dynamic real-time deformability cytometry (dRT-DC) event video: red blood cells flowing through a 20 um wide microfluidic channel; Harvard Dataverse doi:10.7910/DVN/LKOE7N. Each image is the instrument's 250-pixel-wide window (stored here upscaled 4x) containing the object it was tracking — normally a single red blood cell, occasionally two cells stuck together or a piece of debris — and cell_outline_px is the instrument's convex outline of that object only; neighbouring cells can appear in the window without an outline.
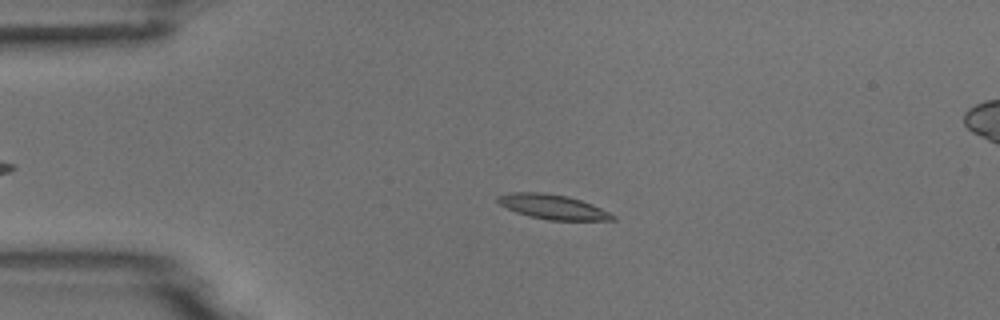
{"species": "common noctule bat (a hibernating species)", "species_latin": "Nyctalus noctula", "temperature_condition": "room temperature", "stored_images_in_passage": 4, "segment_of_instrument_passage": [1, 2], "camera_frame_rate_fps": 3000, "um_per_image_px": 0.085, "animal": {"sex": "male", "body_mass_g": 18.8}, "frame": {"image": 1, "passage_image": 2, "time_ms": 1.0, "image_size_px": [1000, 320], "cell_outline_px": [[616, 220], [548, 220], [528, 216], [516, 212], [500, 204], [496, 200], [496, 196], [512, 192], [540, 192], [568, 196], [592, 204], [616, 216]], "centroid_in_image_um": [46.97, 17.58], "position_along_channel_um": 38.0, "area_um2": 16.42}}